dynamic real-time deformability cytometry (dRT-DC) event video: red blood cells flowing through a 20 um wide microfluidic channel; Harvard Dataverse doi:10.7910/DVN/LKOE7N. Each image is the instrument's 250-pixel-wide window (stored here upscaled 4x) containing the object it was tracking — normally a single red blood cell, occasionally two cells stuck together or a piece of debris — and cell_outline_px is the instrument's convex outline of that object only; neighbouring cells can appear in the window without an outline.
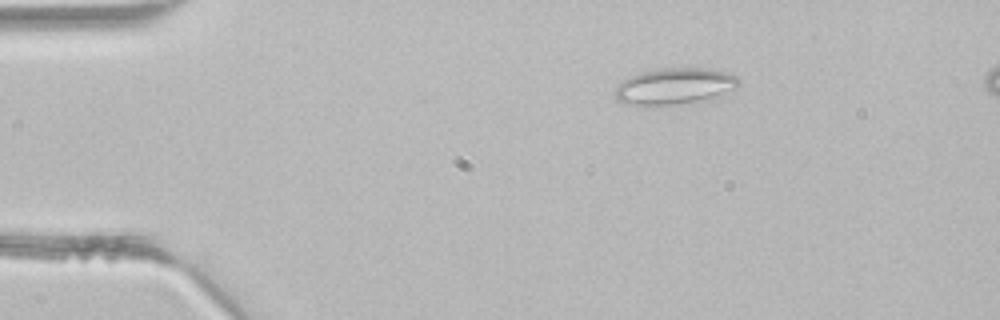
{"species": "common noctule bat (a hibernating species)", "species_latin": "Nyctalus noctula", "temperature_condition": "room temperature", "stored_images_in_passage": 3, "segment_of_instrument_passage": [1, 2], "camera_frame_rate_fps": 3000, "um_per_image_px": 0.085, "animal": {"sex": "male", "body_mass_g": 21.5, "forearm_length_mm": 52.0}, "frame": {"image": 1, "passage_image": 1, "time_ms": 0.0, "image_size_px": [1000, 320], "cell_outline_px": [[740, 84], [736, 88], [716, 100], [696, 104], [624, 104], [616, 100], [612, 92], [624, 80], [640, 72], [664, 68], [704, 68], [728, 72], [736, 76], [740, 80]], "centroid_in_image_um": [57.44, 7.35], "position_along_channel_um": 27.6, "area_um2": 26.88}}